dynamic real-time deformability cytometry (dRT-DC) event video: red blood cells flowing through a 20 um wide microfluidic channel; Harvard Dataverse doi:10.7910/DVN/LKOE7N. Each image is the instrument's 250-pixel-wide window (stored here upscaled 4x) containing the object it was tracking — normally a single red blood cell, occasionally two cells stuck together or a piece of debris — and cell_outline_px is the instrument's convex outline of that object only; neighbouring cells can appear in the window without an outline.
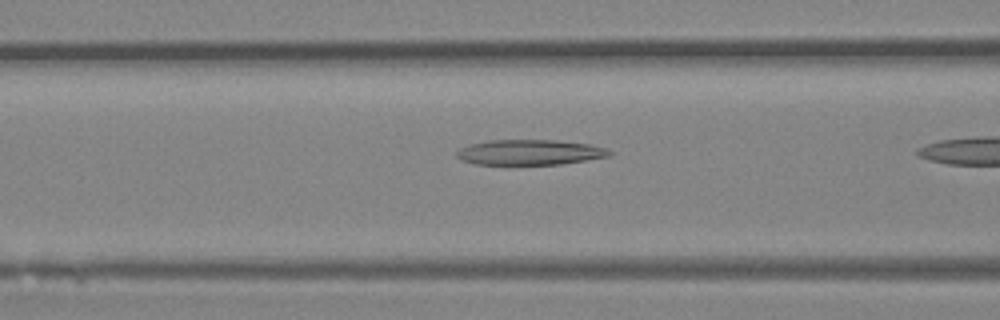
{"species": "Egyptian fruit bat (a non-hibernating species)", "species_latin": "Rousettus aegyptiacus", "temperature_condition": "room temperature", "stored_images_in_passage": 10, "camera_frame_rate_fps": 3000, "um_per_image_px": 0.085, "animal": {"sex": "female"}, "frame": {"image": 1, "passage_image": 9, "time_ms": 2.667, "image_size_px": [1000, 320], "cell_outline_px": [[612, 152], [608, 156], [560, 164], [476, 164], [460, 160], [456, 156], [456, 152], [460, 148], [468, 144], [488, 140], [556, 140], [588, 144], [604, 148]], "centroid_in_image_um": [44.95, 12.94], "position_along_channel_um": 121.7, "area_um2": 22.31}}